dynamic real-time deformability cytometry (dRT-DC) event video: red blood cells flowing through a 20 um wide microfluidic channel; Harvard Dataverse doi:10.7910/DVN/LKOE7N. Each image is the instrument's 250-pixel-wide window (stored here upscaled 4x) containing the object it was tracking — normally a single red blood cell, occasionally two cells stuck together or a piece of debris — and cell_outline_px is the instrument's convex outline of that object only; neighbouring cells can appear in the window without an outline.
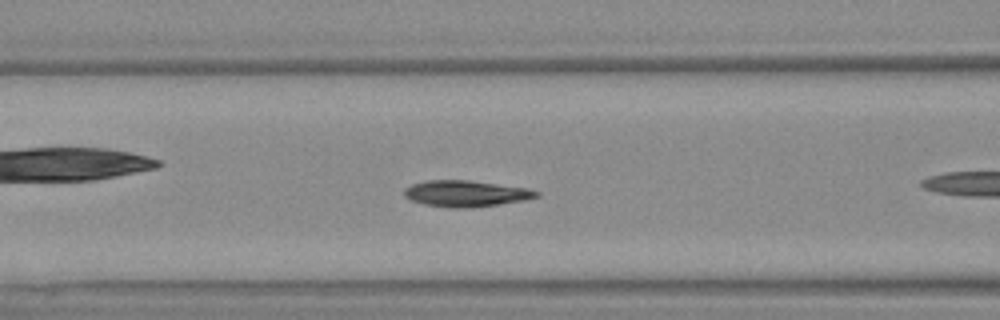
{"species": "Egyptian fruit bat (a non-hibernating species)", "species_latin": "Rousettus aegyptiacus", "temperature_condition": "warm", "stored_images_in_passage": 27, "camera_frame_rate_fps": 3000, "um_per_image_px": 0.085, "animal": {"sex": "female"}, "frame": {"image": 1, "passage_image": 7, "time_ms": 2.0, "image_size_px": [1000, 320], "cell_outline_px": [[540, 196], [524, 200], [468, 208], [448, 208], [424, 204], [412, 200], [404, 196], [404, 188], [412, 184], [428, 180], [468, 180], [528, 188], [540, 192]], "centroid_in_image_um": [39.59, 16.45], "position_along_channel_um": 127.0, "area_um2": 20.11}}
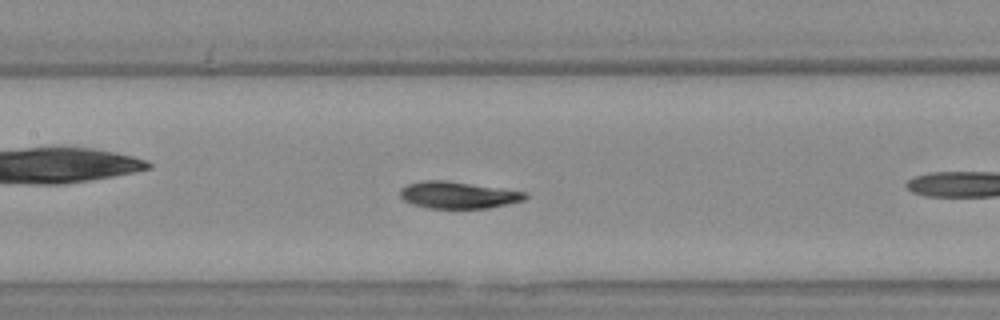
{"frame": {"image": 2, "passage_image": 10, "time_ms": 3.0, "image_size_px": [1000, 320], "cell_outline_px": [[528, 196], [524, 200], [488, 208], [428, 208], [412, 204], [404, 200], [400, 196], [400, 188], [408, 184], [420, 180], [448, 180], [528, 192]], "centroid_in_image_um": [38.93, 16.56], "position_along_channel_um": 168.5, "area_um2": 19.71}, "authors_computed_cell_mechanics": {"area_um2": 19.8832, "velocity_mm_per_s": 4.1593, "shape_relaxation_time_tau1_ms": 3.2222, "shape_relaxation_time_tau2_ms": 1.1701, "deformation_change_tau1": 0.1393, "deformation_change_tau2": 0.0475}}